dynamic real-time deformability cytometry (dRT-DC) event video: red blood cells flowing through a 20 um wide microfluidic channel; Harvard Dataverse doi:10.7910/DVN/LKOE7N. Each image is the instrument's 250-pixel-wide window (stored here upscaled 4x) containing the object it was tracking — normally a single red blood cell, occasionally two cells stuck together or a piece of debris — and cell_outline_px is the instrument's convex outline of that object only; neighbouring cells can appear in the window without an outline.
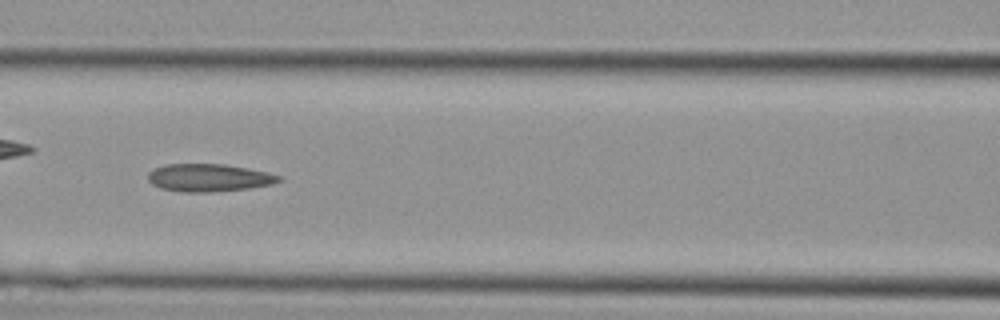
{"species": "Egyptian fruit bat (a non-hibernating species)", "species_latin": "Rousettus aegyptiacus", "temperature_condition": "cold", "stored_images_in_passage": 23, "camera_frame_rate_fps": 3000, "um_per_image_px": 0.085, "animal": {"sex": "female"}, "frame": {"image": 1, "passage_image": 7, "time_ms": 2.0, "image_size_px": [1000, 320], "cell_outline_px": [[280, 180], [272, 184], [248, 188], [212, 192], [180, 192], [160, 188], [152, 184], [148, 180], [148, 172], [156, 168], [168, 164], [224, 164], [268, 172], [280, 176]], "centroid_in_image_um": [17.72, 15.11], "position_along_channel_um": 148.9, "area_um2": 20.98}}
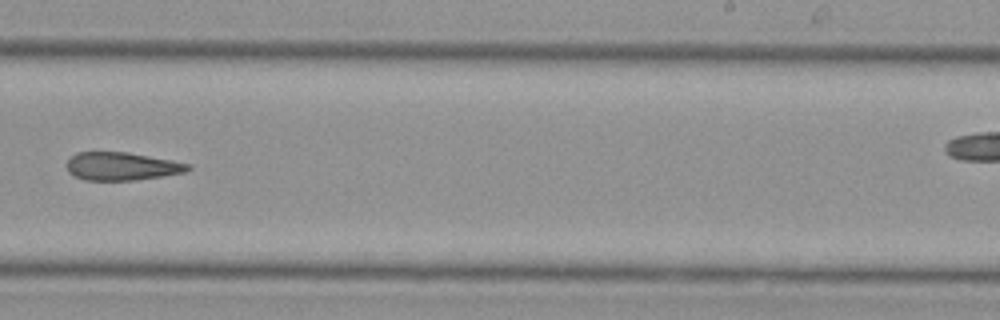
{"frame": {"image": 2, "passage_image": 14, "time_ms": 4.333, "image_size_px": [1000, 320], "cell_outline_px": [[192, 168], [184, 172], [136, 180], [84, 180], [68, 172], [68, 160], [76, 152], [128, 152], [192, 164]], "centroid_in_image_um": [10.36, 14.13], "position_along_channel_um": 278.6, "area_um2": 19.65}}